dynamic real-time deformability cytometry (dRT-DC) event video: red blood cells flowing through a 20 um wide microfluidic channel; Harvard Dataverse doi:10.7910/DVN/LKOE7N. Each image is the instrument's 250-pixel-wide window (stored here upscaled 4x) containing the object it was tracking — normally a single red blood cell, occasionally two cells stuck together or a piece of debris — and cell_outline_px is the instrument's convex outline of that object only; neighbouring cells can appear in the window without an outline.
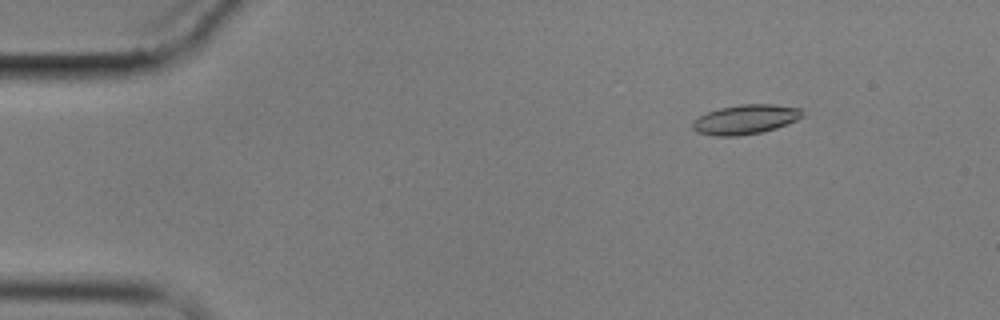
{"species": "common noctule bat (a hibernating species)", "species_latin": "Nyctalus noctula", "temperature_condition": "cold", "stored_images_in_passage": 9, "camera_frame_rate_fps": 3000, "um_per_image_px": 0.085, "animal": {"sex": "male", "body_mass_g": 17.9}, "frame": {"image": 1, "passage_image": 3, "time_ms": 2.333, "image_size_px": [1000, 320], "cell_outline_px": [[804, 116], [796, 120], [776, 128], [760, 132], [736, 136], [716, 136], [696, 132], [692, 128], [692, 120], [708, 112], [720, 108], [740, 104], [772, 104], [804, 108]], "centroid_in_image_um": [63.38, 10.14], "position_along_channel_um": 21.6, "area_um2": 18.96}}
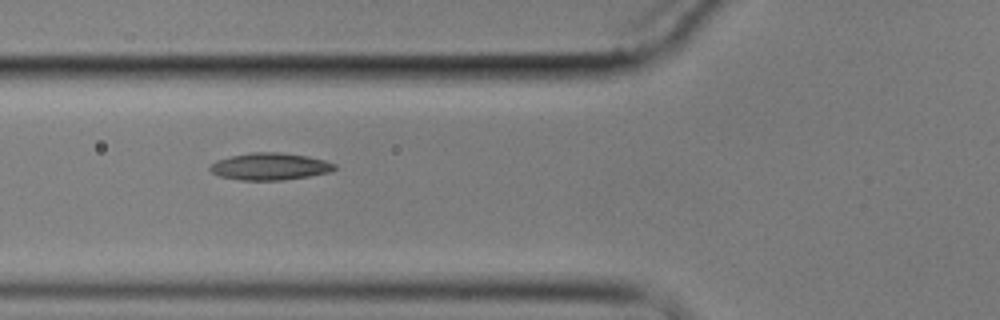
{"frame": {"image": 2, "passage_image": 7, "time_ms": 7.0, "image_size_px": [1000, 320], "cell_outline_px": [[336, 168], [332, 172], [284, 180], [240, 180], [220, 176], [212, 172], [208, 168], [216, 160], [232, 156], [252, 152], [280, 152], [308, 156], [324, 160], [336, 164]], "centroid_in_image_um": [22.97, 14.15], "position_along_channel_um": 102.8, "area_um2": 19.65}}
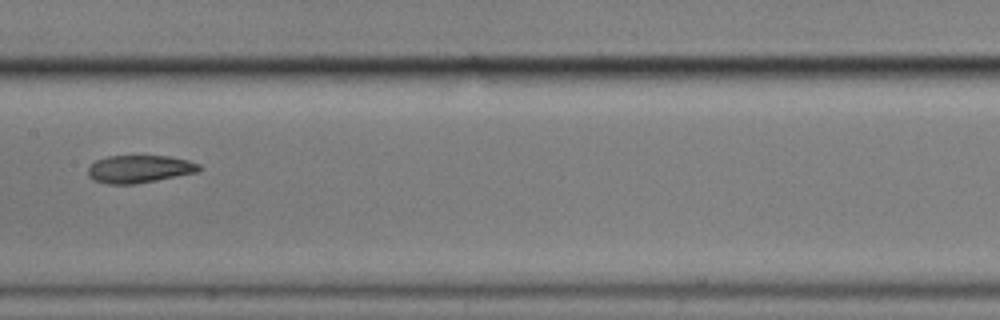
{"frame": {"image": 3, "passage_image": 9, "time_ms": 9.667, "image_size_px": [1000, 320], "cell_outline_px": [[204, 168], [200, 172], [156, 180], [132, 184], [108, 184], [92, 180], [88, 176], [88, 168], [96, 160], [108, 156], [172, 156], [188, 160], [200, 164]], "centroid_in_image_um": [11.89, 14.36], "position_along_channel_um": 195.5, "area_um2": 18.09}}